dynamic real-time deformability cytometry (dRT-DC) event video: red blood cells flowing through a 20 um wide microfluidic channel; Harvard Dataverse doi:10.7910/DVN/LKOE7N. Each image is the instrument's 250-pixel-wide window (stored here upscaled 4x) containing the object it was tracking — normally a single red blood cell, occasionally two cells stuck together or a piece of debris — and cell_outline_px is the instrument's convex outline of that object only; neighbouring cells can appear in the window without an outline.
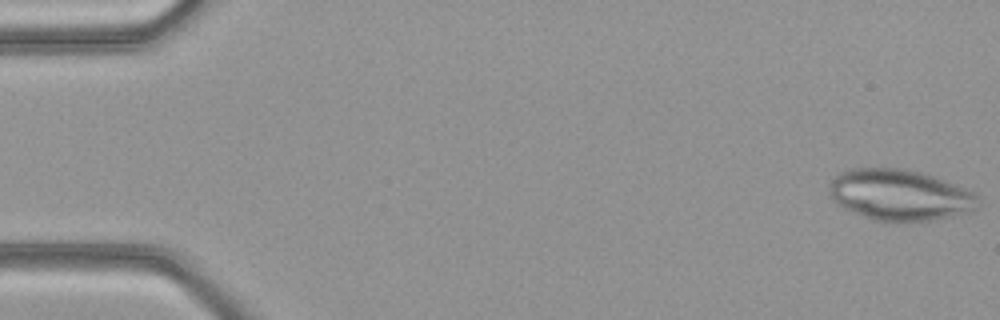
{"species": "common noctule bat (a hibernating species)", "species_latin": "Nyctalus noctula", "temperature_condition": "warm", "stored_images_in_passage": 49, "camera_frame_rate_fps": 3000, "um_per_image_px": 0.085, "animal": {"sex": "female", "body_mass_g": 21.9}, "frame": {"image": 1, "passage_image": 1, "time_ms": 0.0, "image_size_px": [1000, 320], "cell_outline_px": [[976, 208], [968, 212], [952, 216], [932, 220], [872, 220], [844, 208], [836, 204], [828, 196], [828, 184], [840, 172], [848, 168], [904, 168], [936, 176], [976, 192]], "centroid_in_image_um": [76.43, 16.54], "position_along_channel_um": 8.6, "area_um2": 44.33}}